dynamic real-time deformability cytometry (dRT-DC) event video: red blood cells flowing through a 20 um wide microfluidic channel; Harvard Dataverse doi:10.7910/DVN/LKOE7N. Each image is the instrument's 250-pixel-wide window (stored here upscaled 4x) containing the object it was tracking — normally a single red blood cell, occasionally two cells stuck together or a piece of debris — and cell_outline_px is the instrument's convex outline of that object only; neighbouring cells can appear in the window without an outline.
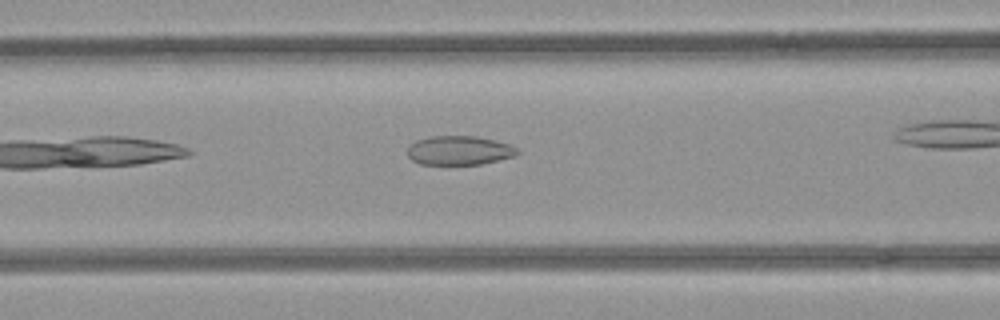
{"species": "common noctule bat (a hibernating species)", "species_latin": "Nyctalus noctula", "temperature_condition": "room temperature", "stored_images_in_passage": 6, "camera_frame_rate_fps": 3000, "um_per_image_px": 0.085, "animal": {"sex": "female", "body_mass_g": 21.9}, "frame": {"image": 1, "passage_image": 6, "time_ms": 1.667, "image_size_px": [1000, 320], "cell_outline_px": [[520, 152], [516, 156], [480, 164], [420, 164], [412, 160], [408, 156], [408, 148], [416, 140], [432, 136], [476, 136], [496, 140], [508, 144], [516, 148]], "centroid_in_image_um": [39.05, 12.78], "position_along_channel_um": 127.6, "area_um2": 18.55}}